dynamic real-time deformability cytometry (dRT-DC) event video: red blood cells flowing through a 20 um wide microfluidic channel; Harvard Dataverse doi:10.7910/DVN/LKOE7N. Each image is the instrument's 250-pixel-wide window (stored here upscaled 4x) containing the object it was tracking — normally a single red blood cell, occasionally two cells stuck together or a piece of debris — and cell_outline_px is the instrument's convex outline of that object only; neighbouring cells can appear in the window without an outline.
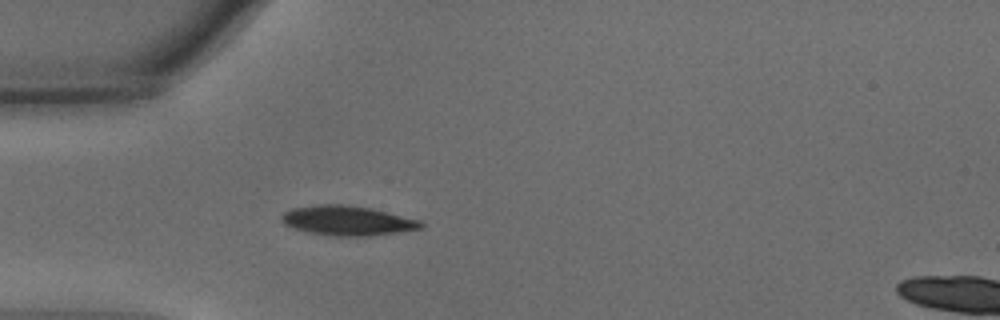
{"species": "common noctule bat (a hibernating species)", "species_latin": "Nyctalus noctula", "temperature_condition": "warm", "stored_images_in_passage": 53, "camera_frame_rate_fps": 3000, "um_per_image_px": 0.085, "animal": {"sex": "male", "body_mass_g": 15.6}, "frame": {"image": 1, "passage_image": 15, "time_ms": 4.667, "image_size_px": [1000, 320], "cell_outline_px": [[424, 228], [368, 236], [332, 236], [308, 232], [292, 228], [284, 224], [280, 220], [280, 216], [284, 212], [292, 208], [320, 204], [348, 204], [372, 208], [420, 220], [424, 224]], "centroid_in_image_um": [29.51, 18.74], "position_along_channel_um": 55.5, "area_um2": 24.28}}
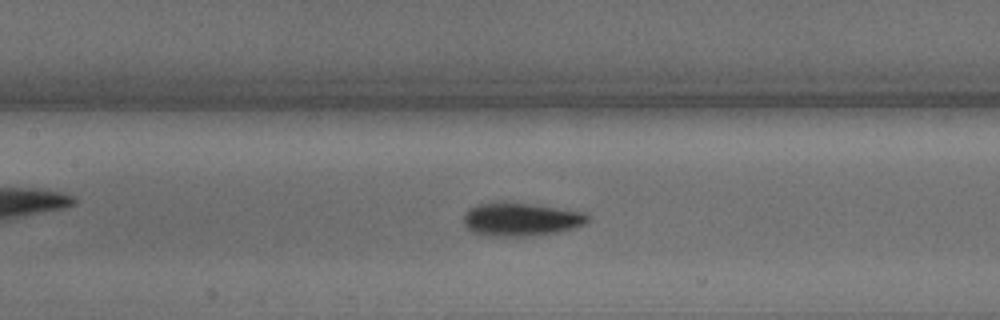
{"frame": {"image": 2, "passage_image": 24, "time_ms": 7.667, "image_size_px": [1000, 320], "cell_outline_px": [[592, 216], [584, 224], [576, 228], [560, 232], [528, 236], [480, 236], [464, 228], [464, 212], [468, 208], [476, 204], [528, 204], [584, 212]], "centroid_in_image_um": [44.26, 18.69], "position_along_channel_um": 163.1, "area_um2": 23.99}}
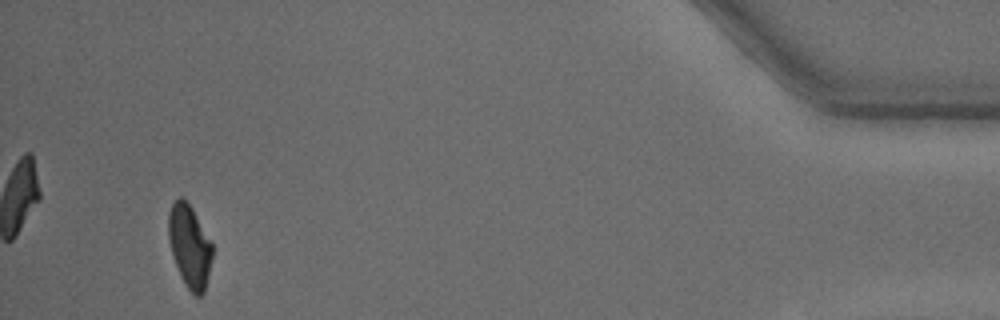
{"frame": {"image": 3, "passage_image": 50, "time_ms": 16.333, "image_size_px": [1000, 320], "cell_outline_px": [[212, 260], [204, 292], [200, 296], [196, 296], [184, 284], [180, 276], [172, 256], [168, 236], [168, 212], [172, 204], [180, 196], [192, 208], [212, 240]], "centroid_in_image_um": [16.12, 20.93], "position_along_channel_um": 419.1, "area_um2": 21.27}, "authors_computed_cell_mechanics": {"area_um2": 22.9466, "velocity_mm_per_s": 3.7747, "shape_relaxation_time_tau1_ms": 2.8193, "shape_relaxation_time_tau2_ms": 2.5329, "deformation_change_tau1": 0.1479, "deformation_change_tau2": 0.0651}}